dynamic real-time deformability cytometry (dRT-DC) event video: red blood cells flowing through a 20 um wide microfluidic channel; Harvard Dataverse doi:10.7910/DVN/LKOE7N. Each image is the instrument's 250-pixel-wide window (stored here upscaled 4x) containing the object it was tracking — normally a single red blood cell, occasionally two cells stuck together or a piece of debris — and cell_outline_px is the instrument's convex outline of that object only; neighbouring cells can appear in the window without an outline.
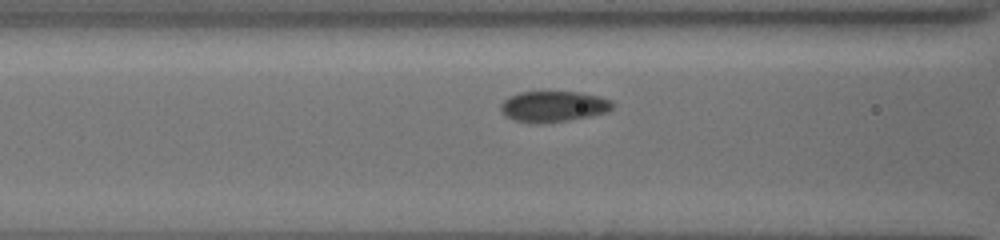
{"species": "common noctule bat (a hibernating species)", "species_latin": "Nyctalus noctula", "temperature_condition": "cold", "stored_images_in_passage": 7, "camera_frame_rate_fps": 3000, "um_per_image_px": 0.085, "animal": {"sex": "female", "body_mass_g": 19.5, "forearm_length_mm": 54.1}, "frame": {"image": 1, "passage_image": 6, "time_ms": 2.667, "image_size_px": [1000, 240], "cell_outline_px": [[612, 108], [608, 112], [568, 120], [544, 124], [516, 120], [504, 116], [500, 108], [500, 104], [508, 96], [520, 92], [580, 92], [600, 96], [612, 100]], "centroid_in_image_um": [47.03, 9.04], "position_along_channel_um": 119.6, "area_um2": 20.11}}